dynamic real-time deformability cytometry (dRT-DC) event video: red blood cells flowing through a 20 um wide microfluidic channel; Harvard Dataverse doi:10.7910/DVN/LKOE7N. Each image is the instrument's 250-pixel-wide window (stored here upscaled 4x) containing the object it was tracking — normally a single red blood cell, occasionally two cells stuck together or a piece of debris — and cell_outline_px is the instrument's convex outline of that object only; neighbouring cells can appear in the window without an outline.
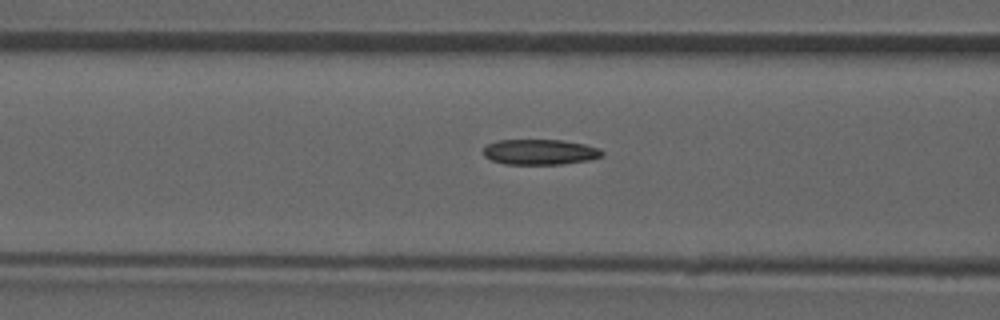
{"species": "common noctule bat (a hibernating species)", "species_latin": "Nyctalus noctula", "temperature_condition": "room temperature", "stored_images_in_passage": 44, "camera_frame_rate_fps": 3000, "um_per_image_px": 0.085, "animal": {"sex": "male", "forearm_length_mm": 52.5}, "frame": {"image": 1, "passage_image": 13, "time_ms": 4.0, "image_size_px": [1000, 320], "cell_outline_px": [[604, 156], [588, 160], [560, 164], [504, 164], [492, 160], [484, 156], [484, 148], [488, 144], [496, 140], [564, 140], [584, 144], [600, 148], [604, 152]], "centroid_in_image_um": [45.92, 12.91], "position_along_channel_um": 120.7, "area_um2": 17.63}}